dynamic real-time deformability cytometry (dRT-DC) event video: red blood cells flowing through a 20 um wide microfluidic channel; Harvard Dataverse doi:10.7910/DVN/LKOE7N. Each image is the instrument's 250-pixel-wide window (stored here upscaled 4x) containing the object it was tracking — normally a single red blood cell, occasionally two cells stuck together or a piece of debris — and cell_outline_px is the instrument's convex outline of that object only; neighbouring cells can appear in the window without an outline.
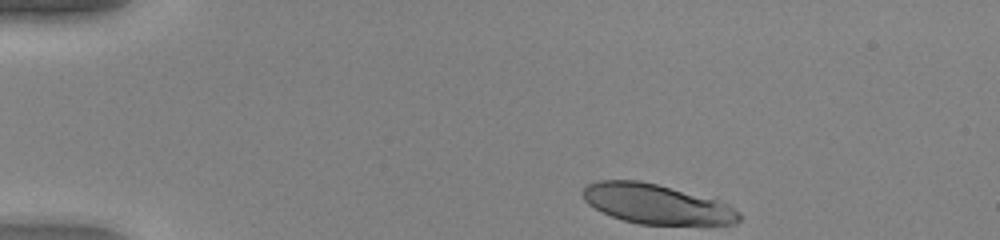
{"species": "human", "species_latin": "Homo sapiens", "temperature_condition": "warm", "stored_images_in_passage": 17, "camera_frame_rate_fps": 3000, "um_per_image_px": 0.085, "donor": {"sex": "female"}, "frame": {"image": 1, "passage_image": 1, "time_ms": 0.0, "image_size_px": [1000, 240], "cell_outline_px": [[740, 220], [736, 224], [640, 224], [624, 220], [612, 216], [588, 204], [584, 200], [580, 192], [588, 184], [600, 180], [640, 180], [656, 184], [716, 200], [728, 204], [740, 212]], "centroid_in_image_um": [55.78, 17.34], "position_along_channel_um": 29.2, "area_um2": 35.78}}
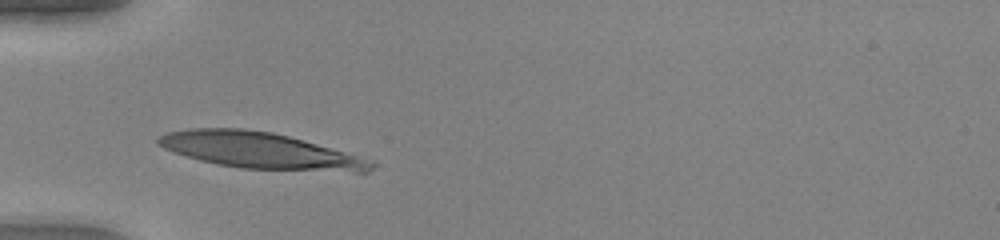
{"frame": {"image": 2, "passage_image": 9, "time_ms": 2.667, "image_size_px": [1000, 240], "cell_outline_px": [[376, 164], [368, 172], [356, 172], [240, 168], [216, 164], [200, 160], [172, 152], [156, 144], [156, 136], [168, 132], [188, 128], [244, 128], [272, 132], [288, 136], [376, 160]], "centroid_in_image_um": [22.1, 12.8], "position_along_channel_um": 62.9, "area_um2": 45.2}}
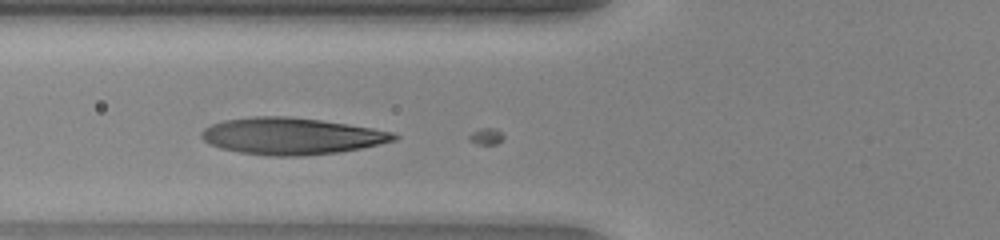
{"frame": {"image": 3, "passage_image": 12, "time_ms": 3.667, "image_size_px": [1000, 240], "cell_outline_px": [[400, 136], [396, 140], [380, 144], [360, 148], [336, 152], [304, 156], [268, 156], [240, 152], [220, 148], [208, 144], [200, 136], [200, 132], [204, 128], [212, 124], [224, 120], [252, 116], [288, 116], [320, 120], [348, 124], [372, 128], [392, 132]], "centroid_in_image_um": [24.74, 11.56], "position_along_channel_um": 101.1, "area_um2": 41.27}}